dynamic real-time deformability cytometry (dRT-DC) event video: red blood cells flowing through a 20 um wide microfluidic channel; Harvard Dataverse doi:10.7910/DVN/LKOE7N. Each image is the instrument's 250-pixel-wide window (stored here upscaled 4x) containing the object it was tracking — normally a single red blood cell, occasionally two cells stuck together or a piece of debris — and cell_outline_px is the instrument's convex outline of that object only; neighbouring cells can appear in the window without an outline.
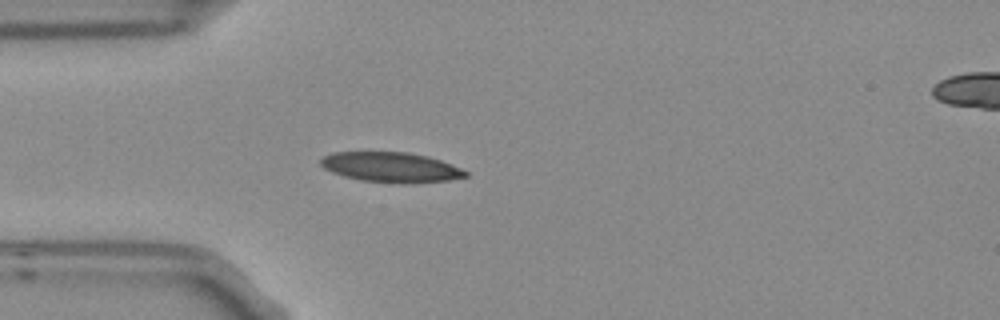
{"species": "Egyptian fruit bat (a non-hibernating species)", "species_latin": "Rousettus aegyptiacus", "temperature_condition": "room temperature", "stored_images_in_passage": 3, "camera_frame_rate_fps": 3000, "um_per_image_px": 0.085, "frame": {"image": 1, "passage_image": 3, "time_ms": 0.667, "image_size_px": [1000, 320], "cell_outline_px": [[468, 176], [448, 180], [360, 180], [344, 176], [332, 172], [324, 168], [320, 164], [320, 160], [324, 156], [332, 152], [408, 152], [428, 156], [452, 164], [468, 172]], "centroid_in_image_um": [33.17, 14.15], "position_along_channel_um": 51.8, "area_um2": 24.1}}